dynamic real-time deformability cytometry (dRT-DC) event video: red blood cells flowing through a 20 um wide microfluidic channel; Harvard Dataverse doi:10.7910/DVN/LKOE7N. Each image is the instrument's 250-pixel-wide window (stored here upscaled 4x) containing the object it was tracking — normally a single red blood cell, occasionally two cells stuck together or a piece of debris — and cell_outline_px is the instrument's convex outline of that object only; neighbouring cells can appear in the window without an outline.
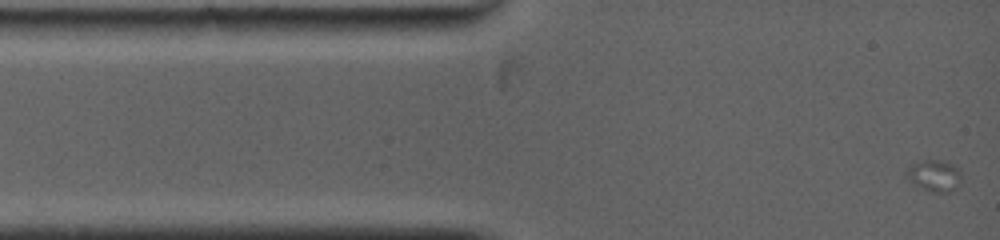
{"species": "common noctule bat (a hibernating species)", "species_latin": "Nyctalus noctula", "temperature_condition": "warm", "stored_images_in_passage": 37, "camera_frame_rate_fps": 5000, "um_per_image_px": 0.085, "animal": {"sex": "female", "body_mass_g": 19.0, "forearm_length_mm": 53.3}, "frame": {"image": 1, "passage_image": 1, "time_ms": 0.0, "image_size_px": [1000, 240], "cell_outline_px": [[960, 184], [952, 192], [932, 192], [912, 184], [904, 176], [904, 172], [912, 164], [924, 160], [940, 160], [952, 164], [960, 172]], "centroid_in_image_um": [79.38, 14.95], "position_along_channel_um": 5.6, "area_um2": 10.17}}